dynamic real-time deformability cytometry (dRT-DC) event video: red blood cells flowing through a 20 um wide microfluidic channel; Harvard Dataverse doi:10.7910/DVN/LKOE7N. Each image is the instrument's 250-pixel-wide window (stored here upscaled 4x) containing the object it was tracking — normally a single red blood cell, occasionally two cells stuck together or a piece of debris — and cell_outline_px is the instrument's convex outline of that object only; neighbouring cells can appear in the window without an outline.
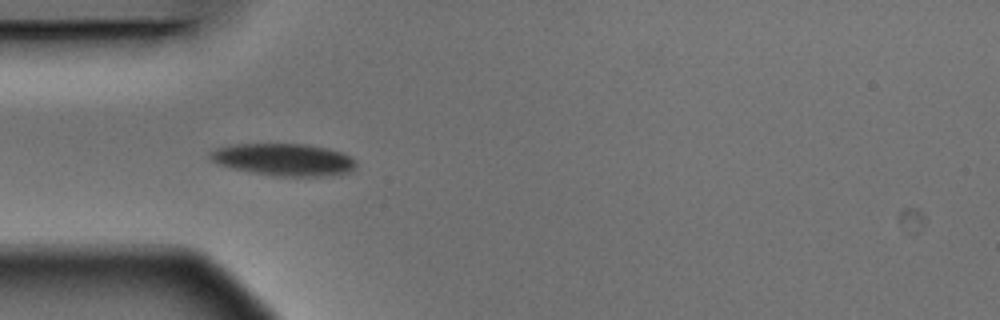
{"species": "Egyptian fruit bat (a non-hibernating species)", "species_latin": "Rousettus aegyptiacus", "temperature_condition": "warm", "stored_images_in_passage": 10, "camera_frame_rate_fps": 3000, "um_per_image_px": 0.085, "animal": {"sex": "male"}, "frame": {"image": 1, "passage_image": 5, "time_ms": 1.333, "image_size_px": [1000, 320], "cell_outline_px": [[356, 168], [352, 172], [324, 176], [276, 176], [232, 168], [216, 164], [208, 156], [208, 152], [216, 148], [232, 144], [304, 144], [328, 148], [344, 152], [356, 160]], "centroid_in_image_um": [24.14, 13.56], "position_along_channel_um": 60.9, "area_um2": 27.63}}
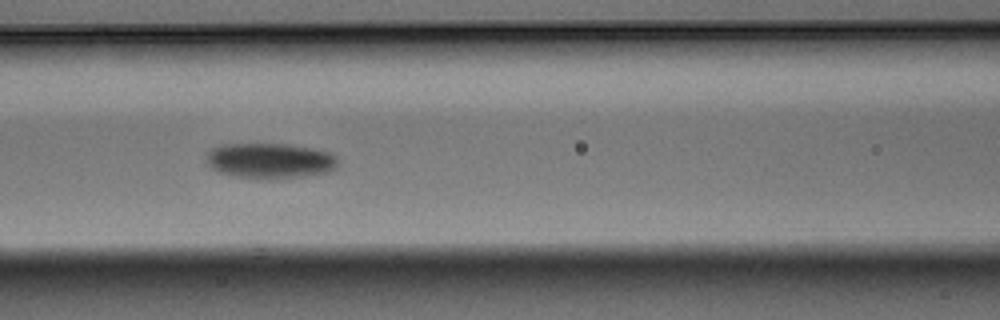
{"frame": {"image": 2, "passage_image": 7, "time_ms": 2.0, "image_size_px": [1000, 320], "cell_outline_px": [[336, 168], [328, 172], [304, 176], [272, 180], [260, 180], [232, 176], [220, 172], [212, 168], [208, 164], [208, 152], [212, 148], [220, 144], [288, 144], [312, 148], [332, 152], [336, 156]], "centroid_in_image_um": [22.95, 13.68], "position_along_channel_um": 143.6, "area_um2": 27.51}}
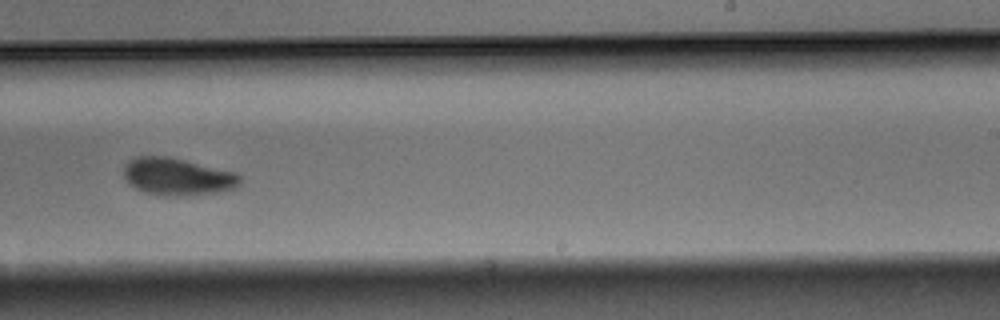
{"frame": {"image": 3, "passage_image": 10, "time_ms": 3.0, "image_size_px": [1000, 320], "cell_outline_px": [[240, 184], [236, 188], [220, 192], [176, 196], [168, 196], [144, 192], [136, 188], [124, 176], [124, 164], [128, 160], [136, 156], [168, 156], [236, 172], [240, 176]], "centroid_in_image_um": [15.1, 15.0], "position_along_channel_um": 273.9, "area_um2": 25.26}}